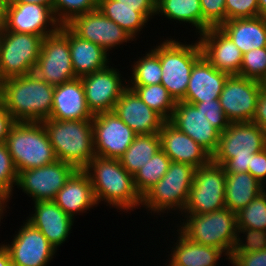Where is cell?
<instances>
[{"instance_id":"cell-1","label":"cell","mask_w":266,"mask_h":266,"mask_svg":"<svg viewBox=\"0 0 266 266\" xmlns=\"http://www.w3.org/2000/svg\"><path fill=\"white\" fill-rule=\"evenodd\" d=\"M54 87L34 73L8 78L0 102L16 122H42L50 117Z\"/></svg>"},{"instance_id":"cell-2","label":"cell","mask_w":266,"mask_h":266,"mask_svg":"<svg viewBox=\"0 0 266 266\" xmlns=\"http://www.w3.org/2000/svg\"><path fill=\"white\" fill-rule=\"evenodd\" d=\"M83 170L90 178L97 204L105 201L127 212L141 204L133 175L123 168L119 159L95 156Z\"/></svg>"},{"instance_id":"cell-3","label":"cell","mask_w":266,"mask_h":266,"mask_svg":"<svg viewBox=\"0 0 266 266\" xmlns=\"http://www.w3.org/2000/svg\"><path fill=\"white\" fill-rule=\"evenodd\" d=\"M266 148V133L253 122H232L220 134L211 161L221 165L225 173L248 172L252 154Z\"/></svg>"},{"instance_id":"cell-4","label":"cell","mask_w":266,"mask_h":266,"mask_svg":"<svg viewBox=\"0 0 266 266\" xmlns=\"http://www.w3.org/2000/svg\"><path fill=\"white\" fill-rule=\"evenodd\" d=\"M59 161L83 170L95 157L92 120L42 121Z\"/></svg>"},{"instance_id":"cell-5","label":"cell","mask_w":266,"mask_h":266,"mask_svg":"<svg viewBox=\"0 0 266 266\" xmlns=\"http://www.w3.org/2000/svg\"><path fill=\"white\" fill-rule=\"evenodd\" d=\"M185 219L179 226L185 237L198 244L219 248L228 259L242 242L243 237L240 238L237 230L236 213L226 207L208 214L185 215Z\"/></svg>"},{"instance_id":"cell-6","label":"cell","mask_w":266,"mask_h":266,"mask_svg":"<svg viewBox=\"0 0 266 266\" xmlns=\"http://www.w3.org/2000/svg\"><path fill=\"white\" fill-rule=\"evenodd\" d=\"M6 145L17 173L58 160L42 122H16Z\"/></svg>"},{"instance_id":"cell-7","label":"cell","mask_w":266,"mask_h":266,"mask_svg":"<svg viewBox=\"0 0 266 266\" xmlns=\"http://www.w3.org/2000/svg\"><path fill=\"white\" fill-rule=\"evenodd\" d=\"M202 55L199 41L183 44L170 38L158 45V57L162 69L161 84L175 102L184 99L192 67Z\"/></svg>"},{"instance_id":"cell-8","label":"cell","mask_w":266,"mask_h":266,"mask_svg":"<svg viewBox=\"0 0 266 266\" xmlns=\"http://www.w3.org/2000/svg\"><path fill=\"white\" fill-rule=\"evenodd\" d=\"M195 167L171 161L165 175L142 197L141 205L153 213L183 212L193 184Z\"/></svg>"},{"instance_id":"cell-9","label":"cell","mask_w":266,"mask_h":266,"mask_svg":"<svg viewBox=\"0 0 266 266\" xmlns=\"http://www.w3.org/2000/svg\"><path fill=\"white\" fill-rule=\"evenodd\" d=\"M43 37L0 31V73L4 80L33 73Z\"/></svg>"},{"instance_id":"cell-10","label":"cell","mask_w":266,"mask_h":266,"mask_svg":"<svg viewBox=\"0 0 266 266\" xmlns=\"http://www.w3.org/2000/svg\"><path fill=\"white\" fill-rule=\"evenodd\" d=\"M33 73L53 86L74 80L76 77L69 49L68 27L43 38L40 56Z\"/></svg>"},{"instance_id":"cell-11","label":"cell","mask_w":266,"mask_h":266,"mask_svg":"<svg viewBox=\"0 0 266 266\" xmlns=\"http://www.w3.org/2000/svg\"><path fill=\"white\" fill-rule=\"evenodd\" d=\"M226 173L221 165L210 161L195 168L188 202L183 210L189 214H208L225 207Z\"/></svg>"},{"instance_id":"cell-12","label":"cell","mask_w":266,"mask_h":266,"mask_svg":"<svg viewBox=\"0 0 266 266\" xmlns=\"http://www.w3.org/2000/svg\"><path fill=\"white\" fill-rule=\"evenodd\" d=\"M76 170L71 164L56 160L42 167L18 172L16 185L32 197L33 202L54 200Z\"/></svg>"},{"instance_id":"cell-13","label":"cell","mask_w":266,"mask_h":266,"mask_svg":"<svg viewBox=\"0 0 266 266\" xmlns=\"http://www.w3.org/2000/svg\"><path fill=\"white\" fill-rule=\"evenodd\" d=\"M262 82L244 78L240 75H229L219 96L222 110L232 122H251Z\"/></svg>"},{"instance_id":"cell-14","label":"cell","mask_w":266,"mask_h":266,"mask_svg":"<svg viewBox=\"0 0 266 266\" xmlns=\"http://www.w3.org/2000/svg\"><path fill=\"white\" fill-rule=\"evenodd\" d=\"M95 156L119 159L132 144L136 133L114 111L93 115Z\"/></svg>"},{"instance_id":"cell-15","label":"cell","mask_w":266,"mask_h":266,"mask_svg":"<svg viewBox=\"0 0 266 266\" xmlns=\"http://www.w3.org/2000/svg\"><path fill=\"white\" fill-rule=\"evenodd\" d=\"M61 26L55 17L52 6L37 3H8L3 30L45 38L47 35L56 33Z\"/></svg>"},{"instance_id":"cell-16","label":"cell","mask_w":266,"mask_h":266,"mask_svg":"<svg viewBox=\"0 0 266 266\" xmlns=\"http://www.w3.org/2000/svg\"><path fill=\"white\" fill-rule=\"evenodd\" d=\"M116 70L108 66L80 77L86 103L92 115L113 111L116 102L128 88V85H123L122 76Z\"/></svg>"},{"instance_id":"cell-17","label":"cell","mask_w":266,"mask_h":266,"mask_svg":"<svg viewBox=\"0 0 266 266\" xmlns=\"http://www.w3.org/2000/svg\"><path fill=\"white\" fill-rule=\"evenodd\" d=\"M19 228L11 244H2L9 252L13 266H46L54 257L56 248L31 223Z\"/></svg>"},{"instance_id":"cell-18","label":"cell","mask_w":266,"mask_h":266,"mask_svg":"<svg viewBox=\"0 0 266 266\" xmlns=\"http://www.w3.org/2000/svg\"><path fill=\"white\" fill-rule=\"evenodd\" d=\"M66 26L81 39L98 44L106 51L133 38L99 9L76 16Z\"/></svg>"},{"instance_id":"cell-19","label":"cell","mask_w":266,"mask_h":266,"mask_svg":"<svg viewBox=\"0 0 266 266\" xmlns=\"http://www.w3.org/2000/svg\"><path fill=\"white\" fill-rule=\"evenodd\" d=\"M169 122L202 146L211 156L216 151L220 132L201 109L185 101H178Z\"/></svg>"},{"instance_id":"cell-20","label":"cell","mask_w":266,"mask_h":266,"mask_svg":"<svg viewBox=\"0 0 266 266\" xmlns=\"http://www.w3.org/2000/svg\"><path fill=\"white\" fill-rule=\"evenodd\" d=\"M199 35L203 56L211 65L229 75H239L243 54L232 40L220 28H209Z\"/></svg>"},{"instance_id":"cell-21","label":"cell","mask_w":266,"mask_h":266,"mask_svg":"<svg viewBox=\"0 0 266 266\" xmlns=\"http://www.w3.org/2000/svg\"><path fill=\"white\" fill-rule=\"evenodd\" d=\"M113 111L137 135L159 133L165 122L130 88L122 93Z\"/></svg>"},{"instance_id":"cell-22","label":"cell","mask_w":266,"mask_h":266,"mask_svg":"<svg viewBox=\"0 0 266 266\" xmlns=\"http://www.w3.org/2000/svg\"><path fill=\"white\" fill-rule=\"evenodd\" d=\"M159 135L161 149L171 161L186 163L195 168L211 161V155L202 146L169 121L163 123Z\"/></svg>"},{"instance_id":"cell-23","label":"cell","mask_w":266,"mask_h":266,"mask_svg":"<svg viewBox=\"0 0 266 266\" xmlns=\"http://www.w3.org/2000/svg\"><path fill=\"white\" fill-rule=\"evenodd\" d=\"M229 74L217 70L202 55L192 67L185 97L182 101L197 103L219 99Z\"/></svg>"},{"instance_id":"cell-24","label":"cell","mask_w":266,"mask_h":266,"mask_svg":"<svg viewBox=\"0 0 266 266\" xmlns=\"http://www.w3.org/2000/svg\"><path fill=\"white\" fill-rule=\"evenodd\" d=\"M34 214L26 220L39 229L57 249L63 244L73 226L74 219L68 216L53 200L34 202Z\"/></svg>"},{"instance_id":"cell-25","label":"cell","mask_w":266,"mask_h":266,"mask_svg":"<svg viewBox=\"0 0 266 266\" xmlns=\"http://www.w3.org/2000/svg\"><path fill=\"white\" fill-rule=\"evenodd\" d=\"M50 119L54 120H92L84 94L81 78L54 87Z\"/></svg>"},{"instance_id":"cell-26","label":"cell","mask_w":266,"mask_h":266,"mask_svg":"<svg viewBox=\"0 0 266 266\" xmlns=\"http://www.w3.org/2000/svg\"><path fill=\"white\" fill-rule=\"evenodd\" d=\"M68 216L83 213L97 205L90 178L84 170H76L53 200Z\"/></svg>"},{"instance_id":"cell-27","label":"cell","mask_w":266,"mask_h":266,"mask_svg":"<svg viewBox=\"0 0 266 266\" xmlns=\"http://www.w3.org/2000/svg\"><path fill=\"white\" fill-rule=\"evenodd\" d=\"M219 28L242 54L266 47V19L261 16L227 20Z\"/></svg>"},{"instance_id":"cell-28","label":"cell","mask_w":266,"mask_h":266,"mask_svg":"<svg viewBox=\"0 0 266 266\" xmlns=\"http://www.w3.org/2000/svg\"><path fill=\"white\" fill-rule=\"evenodd\" d=\"M69 49L77 78L108 67V53L98 44L81 39L68 28Z\"/></svg>"},{"instance_id":"cell-29","label":"cell","mask_w":266,"mask_h":266,"mask_svg":"<svg viewBox=\"0 0 266 266\" xmlns=\"http://www.w3.org/2000/svg\"><path fill=\"white\" fill-rule=\"evenodd\" d=\"M178 240L171 250L170 264L173 266H216L224 253L219 248L192 242L179 230Z\"/></svg>"},{"instance_id":"cell-30","label":"cell","mask_w":266,"mask_h":266,"mask_svg":"<svg viewBox=\"0 0 266 266\" xmlns=\"http://www.w3.org/2000/svg\"><path fill=\"white\" fill-rule=\"evenodd\" d=\"M264 188L249 172L226 173L225 207L238 213L265 191Z\"/></svg>"},{"instance_id":"cell-31","label":"cell","mask_w":266,"mask_h":266,"mask_svg":"<svg viewBox=\"0 0 266 266\" xmlns=\"http://www.w3.org/2000/svg\"><path fill=\"white\" fill-rule=\"evenodd\" d=\"M238 233L246 235V241L266 239V191L236 213Z\"/></svg>"},{"instance_id":"cell-32","label":"cell","mask_w":266,"mask_h":266,"mask_svg":"<svg viewBox=\"0 0 266 266\" xmlns=\"http://www.w3.org/2000/svg\"><path fill=\"white\" fill-rule=\"evenodd\" d=\"M160 149L159 133L136 135L132 144L119 160L123 168L134 176Z\"/></svg>"},{"instance_id":"cell-33","label":"cell","mask_w":266,"mask_h":266,"mask_svg":"<svg viewBox=\"0 0 266 266\" xmlns=\"http://www.w3.org/2000/svg\"><path fill=\"white\" fill-rule=\"evenodd\" d=\"M98 9L133 39L149 21L137 7L121 6L117 0H98Z\"/></svg>"},{"instance_id":"cell-34","label":"cell","mask_w":266,"mask_h":266,"mask_svg":"<svg viewBox=\"0 0 266 266\" xmlns=\"http://www.w3.org/2000/svg\"><path fill=\"white\" fill-rule=\"evenodd\" d=\"M189 23L202 33V10L200 0H156V15Z\"/></svg>"},{"instance_id":"cell-35","label":"cell","mask_w":266,"mask_h":266,"mask_svg":"<svg viewBox=\"0 0 266 266\" xmlns=\"http://www.w3.org/2000/svg\"><path fill=\"white\" fill-rule=\"evenodd\" d=\"M171 159L160 149L133 176L135 189L143 197L168 171Z\"/></svg>"},{"instance_id":"cell-36","label":"cell","mask_w":266,"mask_h":266,"mask_svg":"<svg viewBox=\"0 0 266 266\" xmlns=\"http://www.w3.org/2000/svg\"><path fill=\"white\" fill-rule=\"evenodd\" d=\"M141 100L152 110L158 113L165 121H169L176 102L162 84L155 85H128Z\"/></svg>"},{"instance_id":"cell-37","label":"cell","mask_w":266,"mask_h":266,"mask_svg":"<svg viewBox=\"0 0 266 266\" xmlns=\"http://www.w3.org/2000/svg\"><path fill=\"white\" fill-rule=\"evenodd\" d=\"M129 85H155L161 84L162 69L158 57V46L152 48L145 56L135 61Z\"/></svg>"},{"instance_id":"cell-38","label":"cell","mask_w":266,"mask_h":266,"mask_svg":"<svg viewBox=\"0 0 266 266\" xmlns=\"http://www.w3.org/2000/svg\"><path fill=\"white\" fill-rule=\"evenodd\" d=\"M52 8L61 25L73 18L98 9V0H53Z\"/></svg>"},{"instance_id":"cell-39","label":"cell","mask_w":266,"mask_h":266,"mask_svg":"<svg viewBox=\"0 0 266 266\" xmlns=\"http://www.w3.org/2000/svg\"><path fill=\"white\" fill-rule=\"evenodd\" d=\"M239 75L260 82L266 78V47L243 54Z\"/></svg>"},{"instance_id":"cell-40","label":"cell","mask_w":266,"mask_h":266,"mask_svg":"<svg viewBox=\"0 0 266 266\" xmlns=\"http://www.w3.org/2000/svg\"><path fill=\"white\" fill-rule=\"evenodd\" d=\"M17 171L6 143L0 144V194L8 201L16 186Z\"/></svg>"},{"instance_id":"cell-41","label":"cell","mask_w":266,"mask_h":266,"mask_svg":"<svg viewBox=\"0 0 266 266\" xmlns=\"http://www.w3.org/2000/svg\"><path fill=\"white\" fill-rule=\"evenodd\" d=\"M226 0H200L202 33L209 28H219L226 22Z\"/></svg>"},{"instance_id":"cell-42","label":"cell","mask_w":266,"mask_h":266,"mask_svg":"<svg viewBox=\"0 0 266 266\" xmlns=\"http://www.w3.org/2000/svg\"><path fill=\"white\" fill-rule=\"evenodd\" d=\"M193 105L197 109H201L203 114L206 115L211 122V125L220 133H222L230 125L231 122L227 119L225 113L223 112L219 99L197 102L193 103Z\"/></svg>"},{"instance_id":"cell-43","label":"cell","mask_w":266,"mask_h":266,"mask_svg":"<svg viewBox=\"0 0 266 266\" xmlns=\"http://www.w3.org/2000/svg\"><path fill=\"white\" fill-rule=\"evenodd\" d=\"M226 21L259 16L258 0H226Z\"/></svg>"},{"instance_id":"cell-44","label":"cell","mask_w":266,"mask_h":266,"mask_svg":"<svg viewBox=\"0 0 266 266\" xmlns=\"http://www.w3.org/2000/svg\"><path fill=\"white\" fill-rule=\"evenodd\" d=\"M248 172L262 185L266 183V148L256 154H252L251 166Z\"/></svg>"},{"instance_id":"cell-45","label":"cell","mask_w":266,"mask_h":266,"mask_svg":"<svg viewBox=\"0 0 266 266\" xmlns=\"http://www.w3.org/2000/svg\"><path fill=\"white\" fill-rule=\"evenodd\" d=\"M119 5L126 7H137L148 20L156 15V0H117Z\"/></svg>"},{"instance_id":"cell-46","label":"cell","mask_w":266,"mask_h":266,"mask_svg":"<svg viewBox=\"0 0 266 266\" xmlns=\"http://www.w3.org/2000/svg\"><path fill=\"white\" fill-rule=\"evenodd\" d=\"M251 122L258 125L266 133V90L263 88L259 92L255 114Z\"/></svg>"},{"instance_id":"cell-47","label":"cell","mask_w":266,"mask_h":266,"mask_svg":"<svg viewBox=\"0 0 266 266\" xmlns=\"http://www.w3.org/2000/svg\"><path fill=\"white\" fill-rule=\"evenodd\" d=\"M15 123L16 121L0 102V144L6 143L9 132Z\"/></svg>"},{"instance_id":"cell-48","label":"cell","mask_w":266,"mask_h":266,"mask_svg":"<svg viewBox=\"0 0 266 266\" xmlns=\"http://www.w3.org/2000/svg\"><path fill=\"white\" fill-rule=\"evenodd\" d=\"M8 2L9 0H0V31L5 27Z\"/></svg>"},{"instance_id":"cell-49","label":"cell","mask_w":266,"mask_h":266,"mask_svg":"<svg viewBox=\"0 0 266 266\" xmlns=\"http://www.w3.org/2000/svg\"><path fill=\"white\" fill-rule=\"evenodd\" d=\"M0 266H13L9 252L4 248L3 245H0Z\"/></svg>"},{"instance_id":"cell-50","label":"cell","mask_w":266,"mask_h":266,"mask_svg":"<svg viewBox=\"0 0 266 266\" xmlns=\"http://www.w3.org/2000/svg\"><path fill=\"white\" fill-rule=\"evenodd\" d=\"M53 0H9L8 3H37L47 6H52Z\"/></svg>"},{"instance_id":"cell-51","label":"cell","mask_w":266,"mask_h":266,"mask_svg":"<svg viewBox=\"0 0 266 266\" xmlns=\"http://www.w3.org/2000/svg\"><path fill=\"white\" fill-rule=\"evenodd\" d=\"M259 16L266 19V0H258Z\"/></svg>"},{"instance_id":"cell-52","label":"cell","mask_w":266,"mask_h":266,"mask_svg":"<svg viewBox=\"0 0 266 266\" xmlns=\"http://www.w3.org/2000/svg\"><path fill=\"white\" fill-rule=\"evenodd\" d=\"M7 201L1 194H0V221H1V218H2V215H3V211L6 210L5 207H7Z\"/></svg>"},{"instance_id":"cell-53","label":"cell","mask_w":266,"mask_h":266,"mask_svg":"<svg viewBox=\"0 0 266 266\" xmlns=\"http://www.w3.org/2000/svg\"><path fill=\"white\" fill-rule=\"evenodd\" d=\"M3 82H4V79L2 78L1 73H0V94L2 91V87H3Z\"/></svg>"},{"instance_id":"cell-54","label":"cell","mask_w":266,"mask_h":266,"mask_svg":"<svg viewBox=\"0 0 266 266\" xmlns=\"http://www.w3.org/2000/svg\"><path fill=\"white\" fill-rule=\"evenodd\" d=\"M263 89L266 90V78L262 81Z\"/></svg>"}]
</instances>
